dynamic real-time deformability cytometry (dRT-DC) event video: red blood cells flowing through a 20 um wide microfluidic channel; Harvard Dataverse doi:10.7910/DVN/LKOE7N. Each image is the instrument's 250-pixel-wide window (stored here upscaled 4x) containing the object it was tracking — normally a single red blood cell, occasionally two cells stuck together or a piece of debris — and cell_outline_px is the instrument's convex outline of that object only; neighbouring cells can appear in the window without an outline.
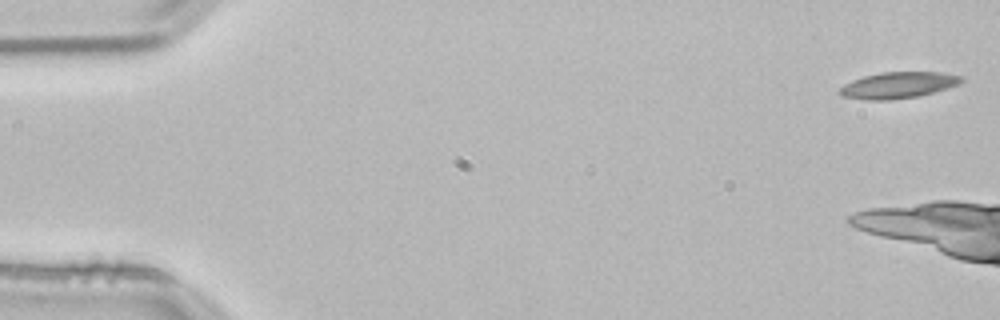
{"species": "common noctule bat (a hibernating species)", "species_latin": "Nyctalus noctula", "temperature_condition": "room temperature", "stored_images_in_passage": 13, "camera_frame_rate_fps": 3000, "um_per_image_px": 0.085, "animal": {"sex": "male", "body_mass_g": 21.5, "forearm_length_mm": 52.0}, "frame": {"image": 1, "passage_image": 1, "time_ms": 0.0, "image_size_px": [1000, 320], "cell_outline_px": [[964, 80], [956, 84], [932, 92], [916, 96], [888, 100], [868, 100], [840, 96], [836, 92], [844, 84], [852, 80], [864, 76], [880, 72], [940, 72], [964, 76]], "centroid_in_image_um": [76.27, 7.23], "position_along_channel_um": 8.7, "area_um2": 18.5}}